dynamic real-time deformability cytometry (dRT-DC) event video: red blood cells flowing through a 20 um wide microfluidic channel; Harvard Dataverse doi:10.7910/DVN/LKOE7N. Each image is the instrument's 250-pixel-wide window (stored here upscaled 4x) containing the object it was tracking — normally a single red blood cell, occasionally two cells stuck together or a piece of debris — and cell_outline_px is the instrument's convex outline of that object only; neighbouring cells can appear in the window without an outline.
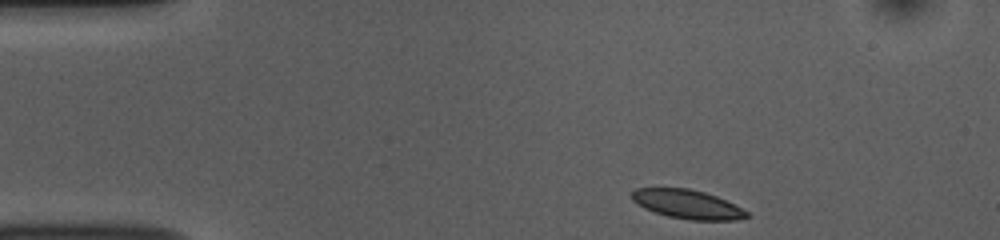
{"species": "common noctule bat (a hibernating species)", "species_latin": "Nyctalus noctula", "temperature_condition": "room temperature", "stored_images_in_passage": 46, "camera_frame_rate_fps": 3000, "um_per_image_px": 0.085, "animal": {"sex": "female", "body_mass_g": 10.0, "forearm_length_mm": 53.1}, "frame": {"image": 1, "passage_image": 1, "time_ms": 0.0, "image_size_px": [1000, 240], "cell_outline_px": [[748, 216], [736, 220], [688, 220], [668, 216], [644, 208], [632, 200], [632, 192], [636, 188], [688, 188], [704, 192], [716, 196], [748, 212]], "centroid_in_image_um": [58.4, 17.36], "position_along_channel_um": 26.6, "area_um2": 19.07}}
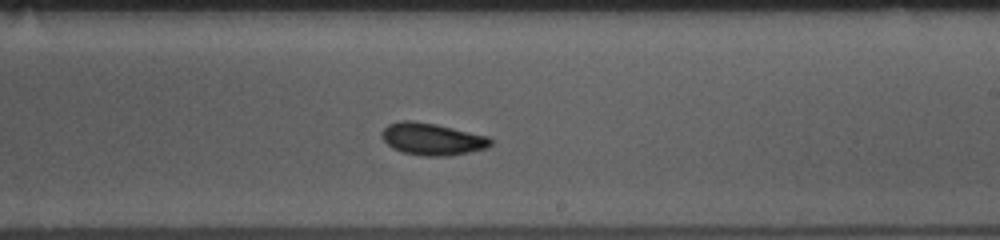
{"frame": {"image": 2, "passage_image": 24, "time_ms": 7.667, "image_size_px": [1000, 240], "cell_outline_px": [[492, 144], [488, 148], [448, 156], [424, 156], [404, 152], [392, 148], [380, 136], [380, 132], [388, 124], [400, 120], [412, 120], [436, 124], [488, 136], [492, 140]], "centroid_in_image_um": [36.72, 11.81], "position_along_channel_um": 252.3, "area_um2": 20.4}}
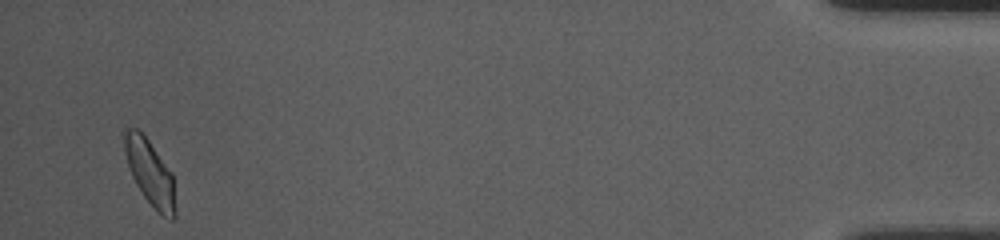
{"frame": {"image": 3, "passage_image": 44, "time_ms": 14.333, "image_size_px": [1000, 240], "cell_outline_px": [[176, 216], [172, 220], [168, 220], [144, 196], [136, 184], [132, 176], [124, 152], [120, 136], [120, 132], [124, 128], [136, 128], [148, 140], [172, 172], [176, 208]], "centroid_in_image_um": [12.71, 14.61], "position_along_channel_um": 422.5, "area_um2": 19.54}, "authors_computed_cell_mechanics": {"area_um2": 19.5942, "velocity_mm_per_s": 3.7424, "shape_relaxation_time_tau1_ms": null, "shape_relaxation_time_tau2_ms": 2.8159, "deformation_change_tau1": null, "deformation_change_tau2": 0.0715}}